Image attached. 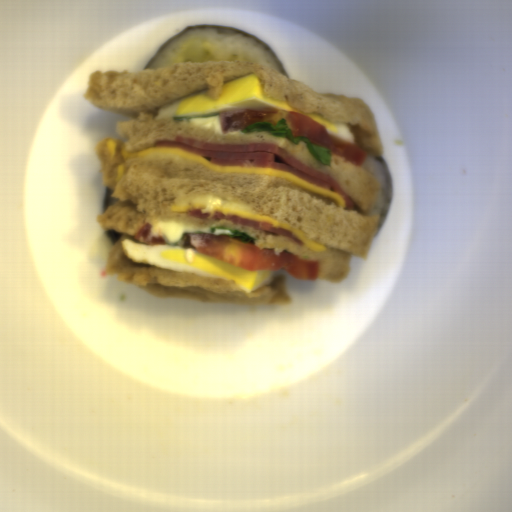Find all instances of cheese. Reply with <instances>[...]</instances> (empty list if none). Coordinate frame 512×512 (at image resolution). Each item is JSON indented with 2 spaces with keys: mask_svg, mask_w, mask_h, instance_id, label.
I'll return each instance as SVG.
<instances>
[{
  "mask_svg": "<svg viewBox=\"0 0 512 512\" xmlns=\"http://www.w3.org/2000/svg\"><path fill=\"white\" fill-rule=\"evenodd\" d=\"M120 152L123 157L138 158V157H157L161 155H179L184 156L190 160H195L204 166L208 167L214 172H222L226 174H245V175H275L282 176L300 185L306 191H312L321 196H327L335 199L341 208L347 207V202L343 195L337 191H331L323 188L313 182L306 181L291 171L269 168L264 166H244L237 164H213L210 160L205 159L203 156L196 152H191L183 149L180 146H154L141 152H128L124 144L120 145Z\"/></svg>",
  "mask_w": 512,
  "mask_h": 512,
  "instance_id": "cheese-1",
  "label": "cheese"
}]
</instances>
